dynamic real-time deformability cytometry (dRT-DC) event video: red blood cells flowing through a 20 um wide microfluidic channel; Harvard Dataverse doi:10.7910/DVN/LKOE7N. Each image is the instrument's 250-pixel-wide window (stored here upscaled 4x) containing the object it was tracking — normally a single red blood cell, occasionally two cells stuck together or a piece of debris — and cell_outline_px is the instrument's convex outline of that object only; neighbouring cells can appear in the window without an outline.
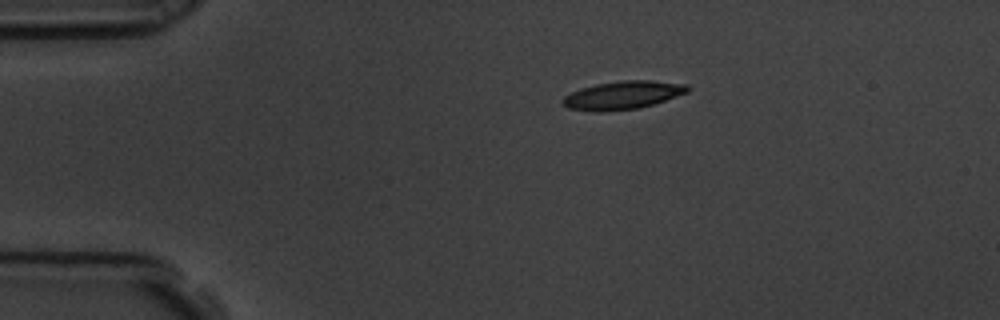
{"species": "common noctule bat (a hibernating species)", "species_latin": "Nyctalus noctula", "temperature_condition": "room temperature", "stored_images_in_passage": 2, "camera_frame_rate_fps": 3000, "um_per_image_px": 0.085, "animal": {"sex": "male", "body_mass_g": 19.5, "forearm_length_mm": 54.6}, "frame": {"image": 1, "passage_image": 1, "time_ms": 0.0, "image_size_px": [1000, 320], "cell_outline_px": [[688, 92], [640, 108], [596, 112], [568, 108], [560, 100], [564, 96], [580, 88], [596, 84], [624, 80], [652, 80], [688, 84]], "centroid_in_image_um": [52.91, 8.08], "position_along_channel_um": 32.1, "area_um2": 20.4}}